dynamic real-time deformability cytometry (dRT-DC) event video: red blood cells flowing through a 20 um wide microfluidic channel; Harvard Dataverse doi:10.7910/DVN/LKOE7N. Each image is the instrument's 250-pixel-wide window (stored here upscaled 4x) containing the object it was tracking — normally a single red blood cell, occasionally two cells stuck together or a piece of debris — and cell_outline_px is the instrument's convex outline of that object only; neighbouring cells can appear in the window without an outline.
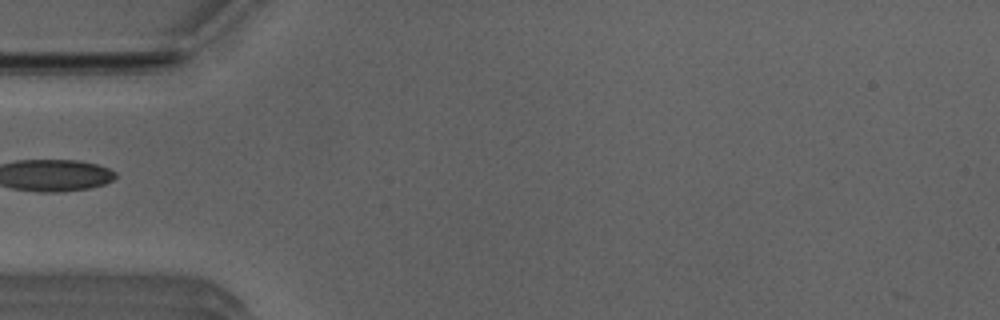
{"species": "Egyptian fruit bat (a non-hibernating species)", "species_latin": "Rousettus aegyptiacus", "temperature_condition": "room temperature", "stored_images_in_passage": 15, "camera_frame_rate_fps": 3000, "um_per_image_px": 0.085, "animal": {"sex": "male"}, "frame": {"image": 1, "passage_image": 1, "time_ms": 0.0, "image_size_px": [1000, 320], "cell_outline_px": [[112, 176], [104, 180], [92, 184], [72, 188], [32, 188], [16, 164], [88, 164], [100, 168], [108, 172]], "centroid_in_image_um": [5.29, 14.89], "position_along_channel_um": 79.7, "area_um2": 13.06}}